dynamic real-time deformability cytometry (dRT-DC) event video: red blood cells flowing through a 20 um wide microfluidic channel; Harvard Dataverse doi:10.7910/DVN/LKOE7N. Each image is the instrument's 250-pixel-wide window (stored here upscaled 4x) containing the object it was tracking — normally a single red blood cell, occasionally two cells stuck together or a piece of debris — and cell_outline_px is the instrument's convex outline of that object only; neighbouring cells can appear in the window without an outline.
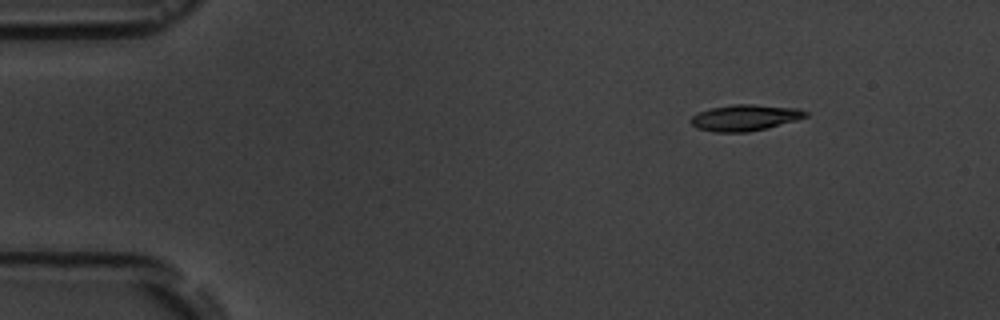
{"species": "common noctule bat (a hibernating species)", "species_latin": "Nyctalus noctula", "temperature_condition": "room temperature", "stored_images_in_passage": 5, "camera_frame_rate_fps": 3000, "um_per_image_px": 0.085, "animal": {"sex": "male", "body_mass_g": 19.5, "forearm_length_mm": 54.6}, "frame": {"image": 1, "passage_image": 5, "time_ms": 5.333, "image_size_px": [1000, 320], "cell_outline_px": [[808, 116], [796, 120], [748, 132], [712, 132], [696, 128], [688, 120], [692, 116], [700, 112], [712, 108], [732, 104], [752, 104], [800, 108], [808, 112]], "centroid_in_image_um": [63.31, 10.0], "position_along_channel_um": 21.7, "area_um2": 17.46}}